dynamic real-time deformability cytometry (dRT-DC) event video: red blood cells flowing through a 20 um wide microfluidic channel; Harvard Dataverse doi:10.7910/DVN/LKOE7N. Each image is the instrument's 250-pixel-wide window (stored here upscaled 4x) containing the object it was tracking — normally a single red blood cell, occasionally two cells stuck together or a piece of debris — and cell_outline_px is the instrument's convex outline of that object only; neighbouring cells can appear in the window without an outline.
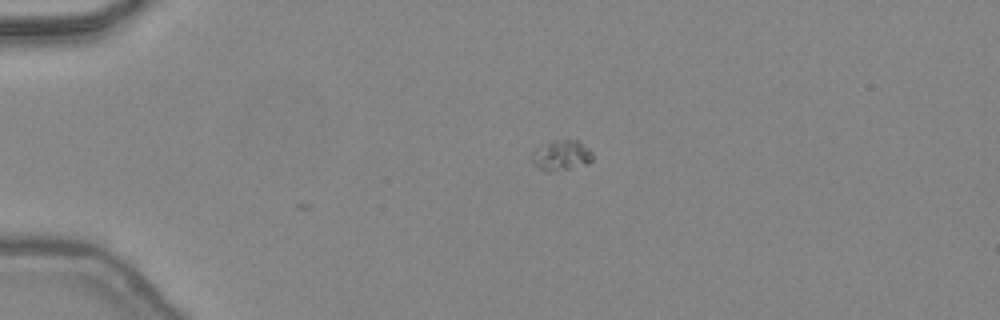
{"species": "common noctule bat (a hibernating species)", "species_latin": "Nyctalus noctula", "temperature_condition": "warm", "stored_images_in_passage": 4, "camera_frame_rate_fps": 3000, "um_per_image_px": 0.085, "animal": {"sex": "female", "body_mass_g": 24.6, "forearm_length_mm": 56.2}, "frame": {"image": 1, "passage_image": 1, "time_ms": 0.0, "image_size_px": [1000, 320], "cell_outline_px": [[592, 160], [588, 164], [552, 172], [548, 172], [540, 168], [532, 160], [532, 152], [536, 148], [552, 140], [580, 140], [592, 152]], "centroid_in_image_um": [47.74, 13.19], "position_along_channel_um": 37.3, "area_um2": 10.69}}